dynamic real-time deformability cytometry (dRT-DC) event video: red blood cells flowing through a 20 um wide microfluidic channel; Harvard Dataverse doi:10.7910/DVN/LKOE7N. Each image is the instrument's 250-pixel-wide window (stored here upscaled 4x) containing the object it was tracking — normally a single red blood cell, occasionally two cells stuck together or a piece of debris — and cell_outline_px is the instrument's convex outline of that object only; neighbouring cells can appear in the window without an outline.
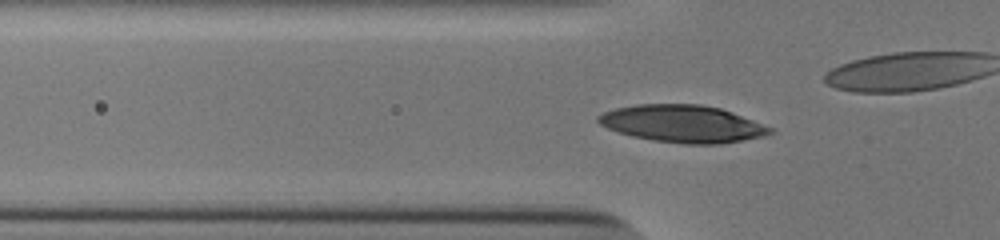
{"species": "human", "species_latin": "Homo sapiens", "temperature_condition": "cold", "stored_images_in_passage": 50, "camera_frame_rate_fps": 3000, "um_per_image_px": 0.085, "donor": {"sex": "male"}, "frame": {"image": 1, "passage_image": 15, "time_ms": 4.667, "image_size_px": [1000, 240], "cell_outline_px": [[776, 132], [764, 136], [720, 144], [684, 144], [652, 140], [632, 136], [608, 128], [600, 124], [596, 120], [596, 116], [604, 112], [616, 108], [636, 104], [700, 104], [720, 108], [732, 112], [772, 128]], "centroid_in_image_um": [58.01, 10.52], "position_along_channel_um": 67.8, "area_um2": 37.22}}
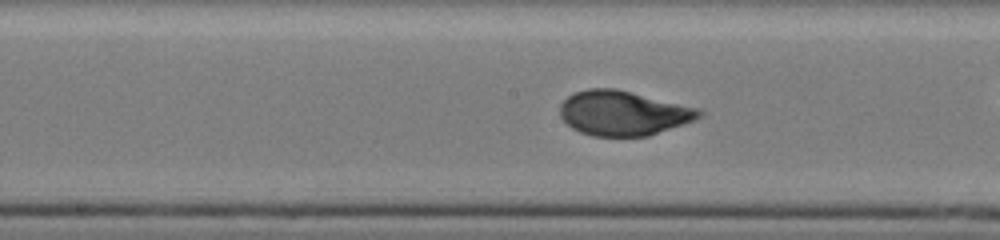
{"frame": {"image": 2, "passage_image": 25, "time_ms": 8.0, "image_size_px": [1000, 240], "cell_outline_px": [[704, 112], [700, 116], [692, 120], [648, 136], [592, 136], [580, 132], [572, 128], [560, 116], [560, 104], [568, 96], [576, 92], [588, 88], [616, 88], [704, 108]], "centroid_in_image_um": [52.99, 9.59], "position_along_channel_um": 195.2, "area_um2": 36.41}}
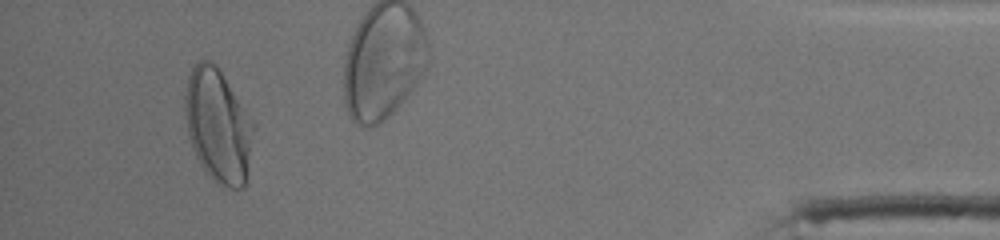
{"frame": {"image": 3, "passage_image": 47, "time_ms": 15.333, "image_size_px": [1000, 240], "cell_outline_px": [[256, 128], [244, 188], [228, 188], [216, 184], [204, 172], [192, 148], [188, 136], [184, 108], [184, 96], [188, 76], [196, 60], [208, 60], [216, 64], [252, 120]], "centroid_in_image_um": [18.52, 10.71], "position_along_channel_um": 416.7, "area_um2": 45.78}, "authors_computed_cell_mechanics": {"area_um2": 36.0672, "velocity_mm_per_s": 3.8692, "shape_relaxation_time_tau1_ms": 4.6697, "shape_relaxation_time_tau2_ms": null, "deformation_change_tau1": 0.2233, "deformation_change_tau2": null}}